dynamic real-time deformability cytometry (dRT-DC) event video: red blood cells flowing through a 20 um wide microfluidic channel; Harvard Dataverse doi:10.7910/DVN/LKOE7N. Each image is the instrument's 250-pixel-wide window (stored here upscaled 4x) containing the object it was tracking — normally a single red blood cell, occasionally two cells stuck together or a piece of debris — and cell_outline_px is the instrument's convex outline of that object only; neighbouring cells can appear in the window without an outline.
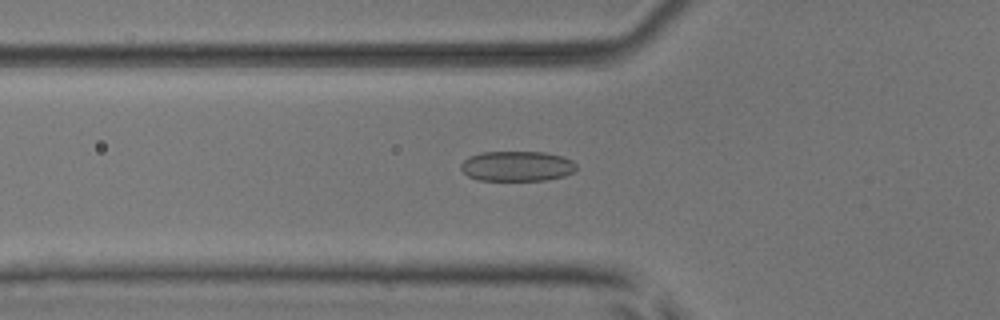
{"species": "common noctule bat (a hibernating species)", "species_latin": "Nyctalus noctula", "temperature_condition": "room temperature", "stored_images_in_passage": 53, "camera_frame_rate_fps": 3000, "um_per_image_px": 0.085, "animal": {"sex": "male", "body_mass_g": 17.9, "forearm_length_mm": 54.2}, "frame": {"image": 1, "passage_image": 19, "time_ms": 6.0, "image_size_px": [1000, 320], "cell_outline_px": [[576, 168], [572, 172], [564, 176], [544, 180], [480, 180], [468, 176], [460, 168], [460, 164], [468, 156], [480, 152], [544, 152], [560, 156], [572, 160], [576, 164]], "centroid_in_image_um": [43.91, 14.11], "position_along_channel_um": 81.9, "area_um2": 20.23}}
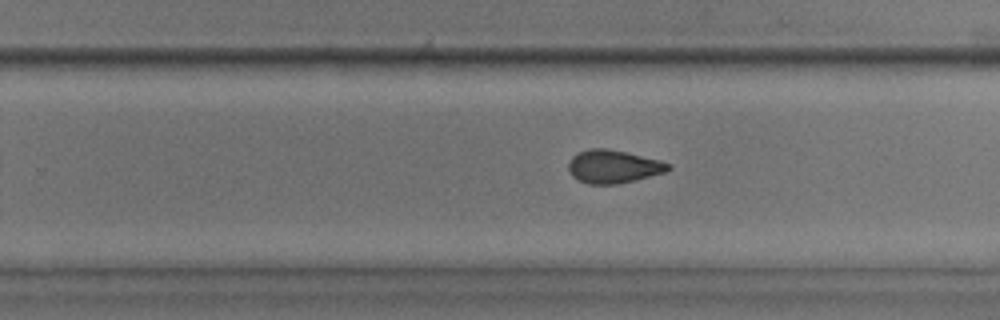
{"frame": {"image": 2, "passage_image": 34, "time_ms": 11.0, "image_size_px": [1000, 320], "cell_outline_px": [[672, 168], [664, 172], [616, 184], [588, 184], [572, 176], [568, 168], [568, 160], [576, 152], [588, 148], [604, 148], [624, 152], [660, 160], [672, 164]], "centroid_in_image_um": [52.09, 14.14], "position_along_channel_um": 277.7, "area_um2": 19.13}}
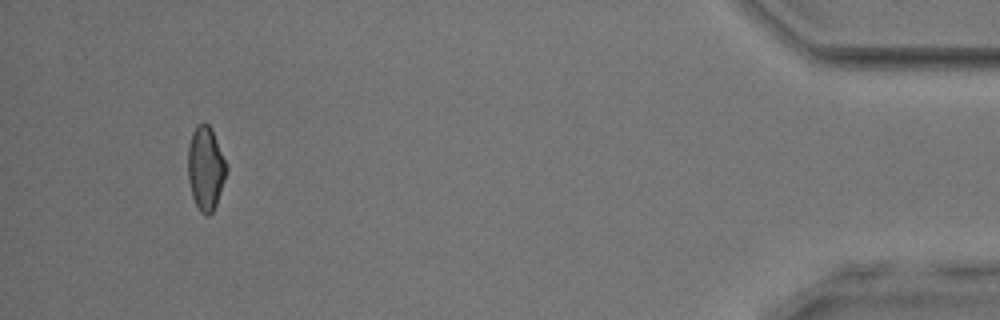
{"frame": {"image": 3, "passage_image": 50, "time_ms": 16.333, "image_size_px": [1000, 320], "cell_outline_px": [[228, 168], [216, 204], [212, 212], [208, 216], [204, 216], [200, 212], [192, 196], [188, 180], [188, 144], [192, 132], [196, 124], [204, 120], [208, 124], [216, 140]], "centroid_in_image_um": [17.45, 14.29], "position_along_channel_um": 417.7, "area_um2": 18.73}, "authors_computed_cell_mechanics": {"area_um2": 19.7098, "velocity_mm_per_s": 3.9199, "shape_relaxation_time_tau1_ms": 5.8744, "shape_relaxation_time_tau2_ms": 1.8085, "deformation_change_tau1": 0.125, "deformation_change_tau2": 0.0783}}